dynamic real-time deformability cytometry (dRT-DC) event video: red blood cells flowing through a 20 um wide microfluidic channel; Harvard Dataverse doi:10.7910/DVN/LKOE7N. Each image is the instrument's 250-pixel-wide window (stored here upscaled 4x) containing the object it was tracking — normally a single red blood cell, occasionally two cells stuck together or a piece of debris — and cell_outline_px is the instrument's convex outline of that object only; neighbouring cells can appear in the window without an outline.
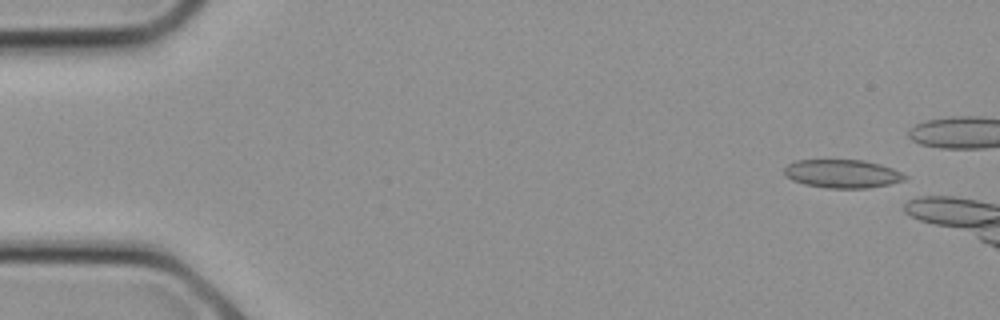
{"species": "common noctule bat (a hibernating species)", "species_latin": "Nyctalus noctula", "temperature_condition": "cold", "stored_images_in_passage": 4, "camera_frame_rate_fps": 3000, "um_per_image_px": 0.085, "animal": {"sex": "female", "body_mass_g": 21.9}, "frame": {"image": 1, "passage_image": 1, "time_ms": 0.0, "image_size_px": [1000, 320], "cell_outline_px": [[908, 176], [904, 180], [888, 184], [868, 188], [828, 188], [804, 184], [792, 180], [784, 172], [784, 168], [788, 164], [796, 160], [864, 160], [880, 164], [892, 168]], "centroid_in_image_um": [71.6, 14.76], "position_along_channel_um": 13.4, "area_um2": 19.83}}